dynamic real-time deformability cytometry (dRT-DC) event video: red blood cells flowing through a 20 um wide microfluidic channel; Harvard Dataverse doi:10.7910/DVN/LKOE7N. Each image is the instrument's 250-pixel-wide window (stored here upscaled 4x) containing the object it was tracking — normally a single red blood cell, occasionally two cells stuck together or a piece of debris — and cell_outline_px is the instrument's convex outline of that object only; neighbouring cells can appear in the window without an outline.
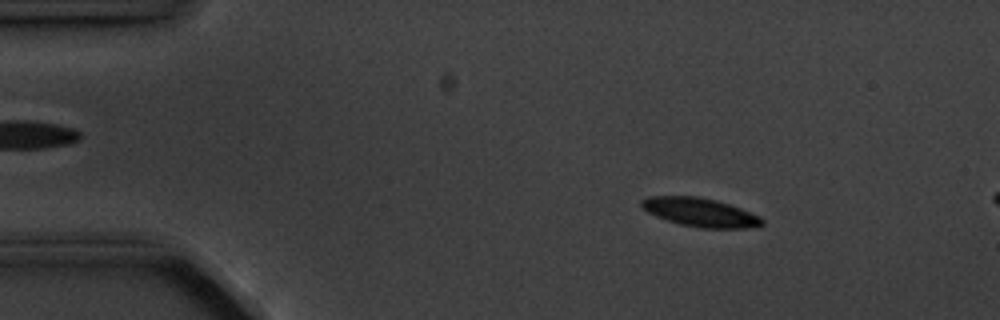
{"species": "common noctule bat (a hibernating species)", "species_latin": "Nyctalus noctula", "temperature_condition": "cold", "stored_images_in_passage": 4, "camera_frame_rate_fps": 3000, "um_per_image_px": 0.085, "animal": {"sex": "male", "body_mass_g": 20.1, "forearm_length_mm": 53.5}, "frame": {"image": 1, "passage_image": 2, "time_ms": 1.333, "image_size_px": [1000, 320], "cell_outline_px": [[764, 224], [744, 228], [700, 228], [680, 224], [656, 216], [648, 212], [640, 204], [640, 200], [648, 196], [696, 196], [716, 200], [740, 208], [760, 216], [764, 220]], "centroid_in_image_um": [59.5, 18.04], "position_along_channel_um": 25.5, "area_um2": 20.0}}